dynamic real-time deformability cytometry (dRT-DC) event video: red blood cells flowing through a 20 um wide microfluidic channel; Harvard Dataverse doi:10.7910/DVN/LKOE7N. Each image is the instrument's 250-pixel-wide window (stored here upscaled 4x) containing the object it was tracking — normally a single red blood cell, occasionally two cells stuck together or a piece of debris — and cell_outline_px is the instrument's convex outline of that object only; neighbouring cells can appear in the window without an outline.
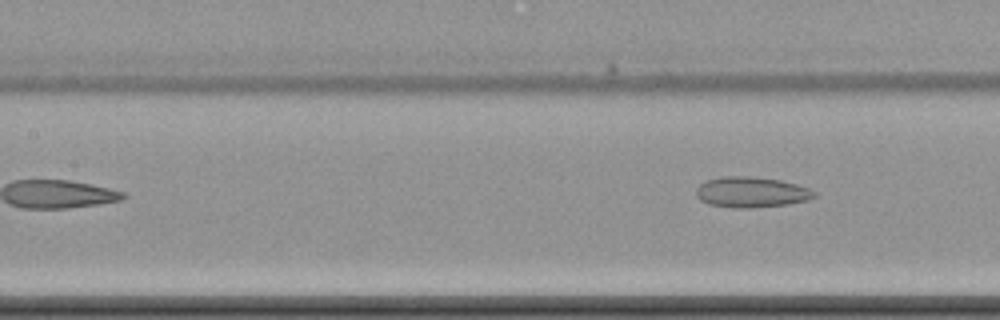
{"species": "common noctule bat (a hibernating species)", "species_latin": "Nyctalus noctula", "temperature_condition": "cold", "stored_images_in_passage": 7, "camera_frame_rate_fps": 3000, "um_per_image_px": 0.085, "animal": {"sex": "female", "body_mass_g": 22.7, "forearm_length_mm": 54.2}, "frame": {"image": 1, "passage_image": 7, "time_ms": 7.333, "image_size_px": [1000, 320], "cell_outline_px": [[816, 196], [808, 200], [788, 204], [748, 208], [732, 208], [708, 204], [700, 200], [696, 196], [696, 188], [700, 184], [708, 180], [720, 176], [748, 176], [780, 180], [796, 184], [808, 188], [816, 192]], "centroid_in_image_um": [63.84, 16.34], "position_along_channel_um": 143.6, "area_um2": 21.1}}